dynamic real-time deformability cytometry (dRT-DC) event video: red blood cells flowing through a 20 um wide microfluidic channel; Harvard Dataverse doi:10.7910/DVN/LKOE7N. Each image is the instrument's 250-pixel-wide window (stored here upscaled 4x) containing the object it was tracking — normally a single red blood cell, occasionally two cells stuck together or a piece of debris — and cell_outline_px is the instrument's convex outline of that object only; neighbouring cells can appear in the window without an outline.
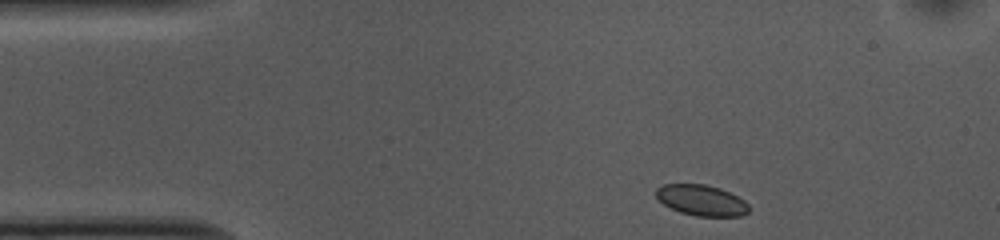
{"species": "common noctule bat (a hibernating species)", "species_latin": "Nyctalus noctula", "temperature_condition": "cold", "stored_images_in_passage": 46, "camera_frame_rate_fps": 3000, "um_per_image_px": 0.085, "animal": {"sex": "female", "body_mass_g": 10.0, "forearm_length_mm": 53.1}, "frame": {"image": 1, "passage_image": 1, "time_ms": 0.0, "image_size_px": [1000, 240], "cell_outline_px": [[748, 212], [740, 216], [696, 216], [680, 212], [664, 204], [656, 196], [656, 188], [664, 184], [704, 184], [720, 188], [744, 200], [748, 204]], "centroid_in_image_um": [59.62, 17.02], "position_along_channel_um": 25.4, "area_um2": 16.47}}
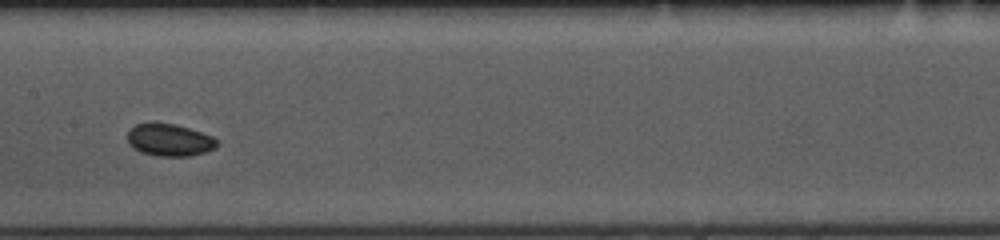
{"frame": {"image": 2, "passage_image": 19, "time_ms": 6.0, "image_size_px": [1000, 240], "cell_outline_px": [[216, 148], [204, 152], [188, 156], [156, 156], [140, 152], [132, 148], [128, 144], [128, 132], [136, 124], [152, 120], [156, 120], [176, 124], [212, 136], [216, 140]], "centroid_in_image_um": [14.34, 11.87], "position_along_channel_um": 193.1, "area_um2": 17.17}}
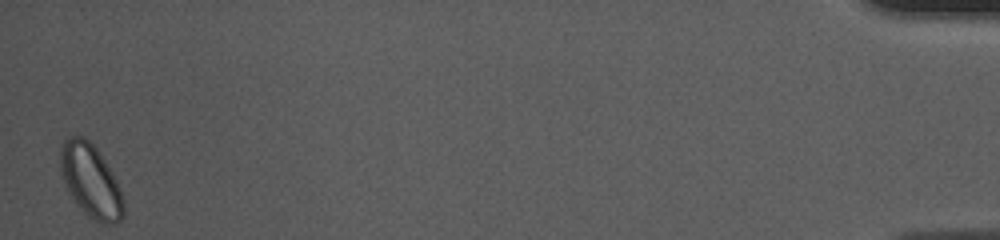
{"frame": {"image": 3, "passage_image": 46, "time_ms": 15.0, "image_size_px": [1000, 240], "cell_outline_px": [[124, 216], [116, 224], [104, 224], [88, 216], [84, 212], [68, 192], [60, 172], [60, 144], [68, 136], [84, 136], [96, 148], [104, 160], [116, 180], [120, 188], [124, 200]], "centroid_in_image_um": [7.7, 15.36], "position_along_channel_um": 427.5, "area_um2": 26.93}}